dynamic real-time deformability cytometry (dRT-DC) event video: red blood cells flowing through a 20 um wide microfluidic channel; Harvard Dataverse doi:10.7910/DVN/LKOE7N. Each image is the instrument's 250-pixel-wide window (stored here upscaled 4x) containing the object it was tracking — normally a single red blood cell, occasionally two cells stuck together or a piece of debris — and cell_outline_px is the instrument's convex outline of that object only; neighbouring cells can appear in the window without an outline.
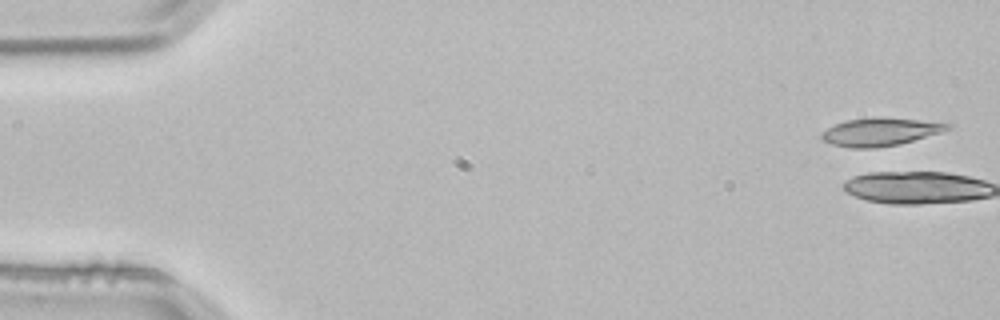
{"species": "common noctule bat (a hibernating species)", "species_latin": "Nyctalus noctula", "temperature_condition": "room temperature", "stored_images_in_passage": 4, "camera_frame_rate_fps": 3000, "um_per_image_px": 0.085, "animal": {"sex": "male", "body_mass_g": 21.5, "forearm_length_mm": 52.0}, "frame": {"image": 1, "passage_image": 1, "time_ms": 0.0, "image_size_px": [1000, 320], "cell_outline_px": [[952, 128], [940, 132], [900, 144], [876, 148], [848, 148], [832, 144], [824, 140], [820, 136], [820, 132], [836, 124], [848, 120], [876, 116], [880, 116], [948, 120], [952, 124]], "centroid_in_image_um": [74.96, 11.16], "position_along_channel_um": 10.0, "area_um2": 21.39}}